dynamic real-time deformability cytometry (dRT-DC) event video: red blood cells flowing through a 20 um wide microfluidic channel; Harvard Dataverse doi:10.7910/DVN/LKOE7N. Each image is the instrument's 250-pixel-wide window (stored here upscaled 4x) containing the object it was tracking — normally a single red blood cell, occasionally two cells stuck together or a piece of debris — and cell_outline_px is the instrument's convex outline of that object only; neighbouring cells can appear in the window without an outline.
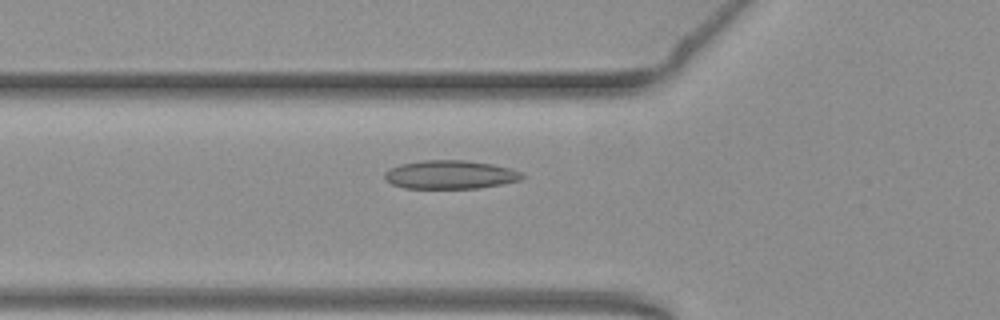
{"species": "common noctule bat (a hibernating species)", "species_latin": "Nyctalus noctula", "temperature_condition": "warm", "stored_images_in_passage": 45, "camera_frame_rate_fps": 3000, "um_per_image_px": 0.085, "animal": {"sex": "female", "body_mass_g": 19.3, "forearm_length_mm": 54.1}, "frame": {"image": 1, "passage_image": 12, "time_ms": 3.667, "image_size_px": [1000, 320], "cell_outline_px": [[524, 176], [520, 180], [500, 184], [476, 188], [404, 188], [392, 184], [384, 180], [384, 172], [400, 164], [424, 160], [468, 160], [492, 164], [508, 168], [520, 172]], "centroid_in_image_um": [38.22, 14.84], "position_along_channel_um": 87.6, "area_um2": 22.72}}
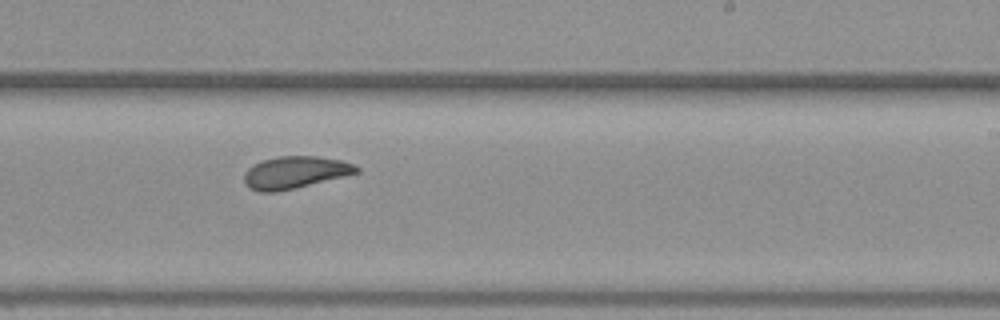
{"frame": {"image": 2, "passage_image": 26, "time_ms": 8.333, "image_size_px": [1000, 320], "cell_outline_px": [[360, 172], [344, 176], [276, 192], [260, 192], [248, 188], [244, 180], [244, 172], [248, 168], [264, 160], [280, 156], [316, 156], [340, 160], [352, 164], [360, 168]], "centroid_in_image_um": [25.06, 14.66], "position_along_channel_um": 263.9, "area_um2": 20.75}}
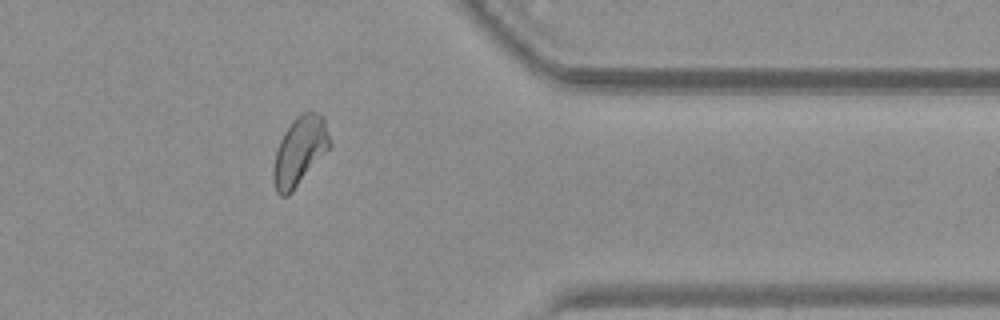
{"frame": {"image": 3, "passage_image": 37, "time_ms": 12.0, "image_size_px": [1000, 320], "cell_outline_px": [[332, 144], [292, 192], [288, 196], [280, 196], [276, 192], [272, 176], [272, 168], [276, 152], [280, 140], [284, 132], [292, 120], [296, 116], [304, 112], [316, 112], [324, 116]], "centroid_in_image_um": [25.46, 12.83], "position_along_channel_um": 385.9, "area_um2": 22.54}, "authors_computed_cell_mechanics": {"area_um2": 21.6172, "velocity_mm_per_s": 3.7776, "shape_relaxation_time_tau1_ms": 7.4276, "shape_relaxation_time_tau2_ms": 4.4134, "deformation_change_tau1": 0.156, "deformation_change_tau2": 0.1061}}